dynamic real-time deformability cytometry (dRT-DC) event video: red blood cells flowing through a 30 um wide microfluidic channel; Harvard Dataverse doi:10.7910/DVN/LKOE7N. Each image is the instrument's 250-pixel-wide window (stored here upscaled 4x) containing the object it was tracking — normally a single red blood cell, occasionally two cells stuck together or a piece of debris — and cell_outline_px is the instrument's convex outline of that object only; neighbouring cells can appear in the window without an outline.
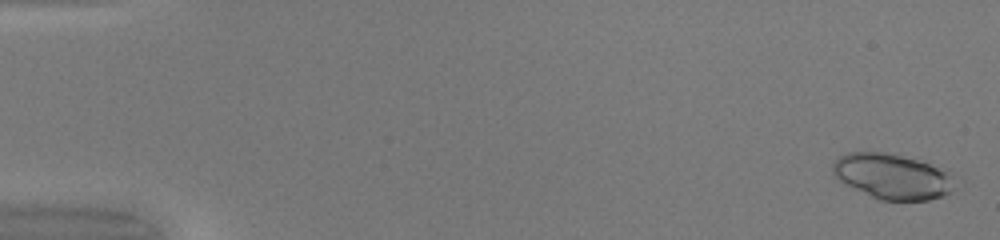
{"species": "common noctule bat (a hibernating species)", "species_latin": "Nyctalus noctula", "temperature_condition": "warm", "stored_images_in_passage": 50, "camera_frame_rate_fps": 3000, "um_per_image_px": 0.085, "animal": {"sex": "female", "body_mass_g": 20.0, "forearm_length_mm": 54.0}, "frame": {"image": 1, "passage_image": 2, "time_ms": 0.333, "image_size_px": [1000, 240], "cell_outline_px": [[952, 192], [944, 196], [928, 200], [880, 200], [840, 180], [832, 172], [832, 164], [840, 156], [848, 152], [884, 152], [948, 168]], "centroid_in_image_um": [75.86, 14.98], "position_along_channel_um": 9.1, "area_um2": 31.67}}